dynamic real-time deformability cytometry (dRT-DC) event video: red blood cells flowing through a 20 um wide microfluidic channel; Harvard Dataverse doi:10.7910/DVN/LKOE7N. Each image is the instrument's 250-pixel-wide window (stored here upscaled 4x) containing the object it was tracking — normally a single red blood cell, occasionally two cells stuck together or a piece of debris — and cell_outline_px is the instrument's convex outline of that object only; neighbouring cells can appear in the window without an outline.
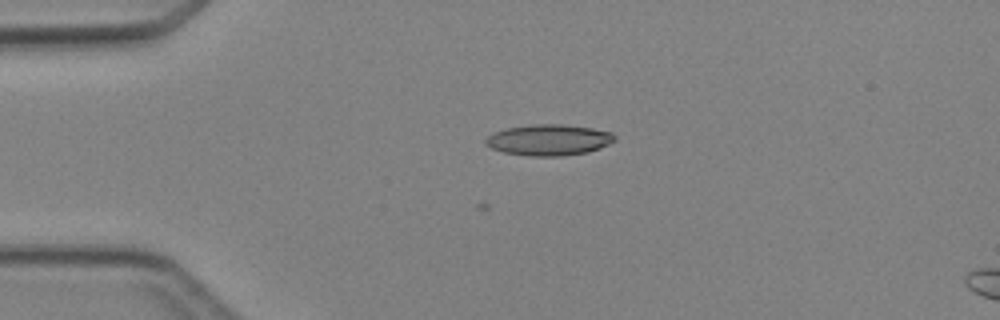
{"species": "Egyptian fruit bat (a non-hibernating species)", "species_latin": "Rousettus aegyptiacus", "temperature_condition": "cold", "stored_images_in_passage": 5, "camera_frame_rate_fps": 3000, "um_per_image_px": 0.085, "animal": {"sex": "female"}, "frame": {"image": 1, "passage_image": 3, "time_ms": 3.0, "image_size_px": [1000, 320], "cell_outline_px": [[616, 140], [600, 148], [588, 152], [560, 156], [528, 156], [504, 152], [492, 148], [484, 144], [484, 140], [492, 132], [508, 128], [532, 124], [560, 124], [592, 128], [612, 132], [616, 136]], "centroid_in_image_um": [46.65, 11.89], "position_along_channel_um": 38.4, "area_um2": 23.41}}